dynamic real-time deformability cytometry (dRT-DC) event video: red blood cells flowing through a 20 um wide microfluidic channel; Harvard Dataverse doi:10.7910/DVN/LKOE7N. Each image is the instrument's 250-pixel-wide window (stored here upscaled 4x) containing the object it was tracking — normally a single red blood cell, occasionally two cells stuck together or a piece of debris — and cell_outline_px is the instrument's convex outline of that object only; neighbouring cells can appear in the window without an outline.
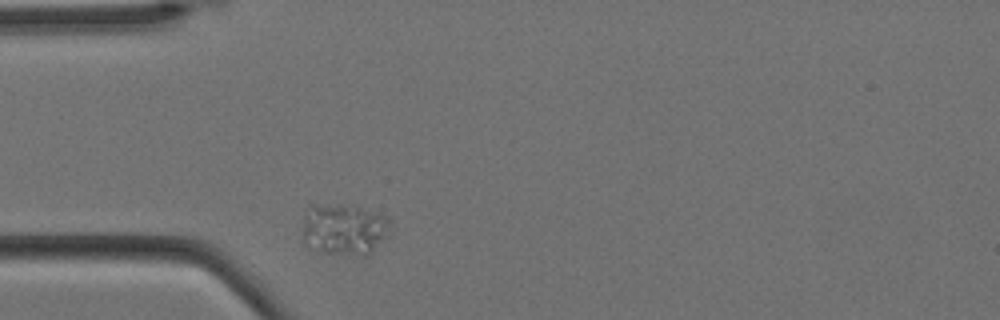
{"species": "Egyptian fruit bat (a non-hibernating species)", "species_latin": "Rousettus aegyptiacus", "temperature_condition": "cold", "stored_images_in_passage": 6, "camera_frame_rate_fps": 3000, "um_per_image_px": 0.085, "animal": {"sex": "female"}, "frame": {"image": 1, "passage_image": 1, "time_ms": 0.0, "image_size_px": [1000, 320], "cell_outline_px": [[392, 220], [388, 236], [368, 256], [356, 256], [324, 252], [308, 248], [304, 244], [304, 208], [308, 204], [352, 204], [388, 216]], "centroid_in_image_um": [29.27, 19.47], "position_along_channel_um": 55.7, "area_um2": 27.34}}
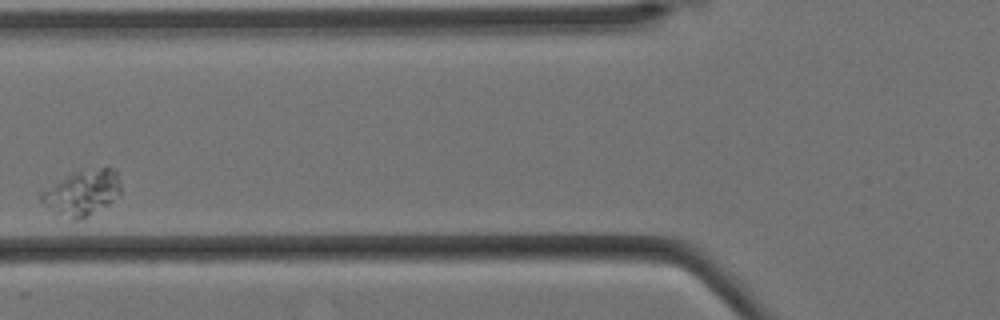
{"frame": {"image": 2, "passage_image": 3, "time_ms": 0.667, "image_size_px": [1000, 320], "cell_outline_px": [[120, 192], [108, 204], [88, 216], [80, 220], [72, 220], [56, 216], [40, 200], [40, 192], [68, 176], [76, 172], [100, 168], [112, 168], [116, 172], [120, 184]], "centroid_in_image_um": [6.95, 16.44], "position_along_channel_um": 118.9, "area_um2": 20.69}}
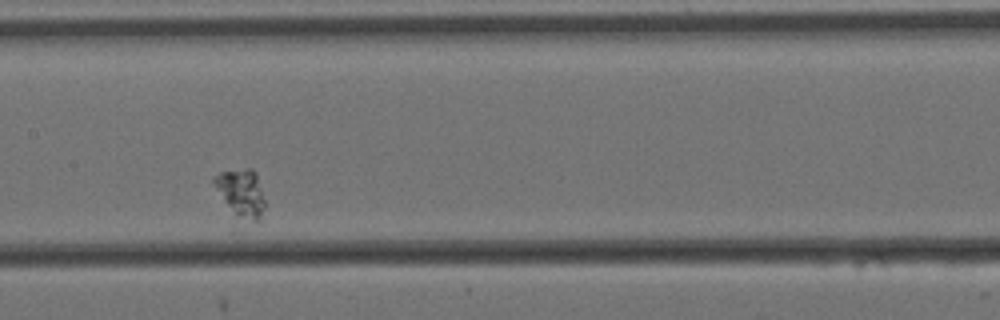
{"frame": {"image": 3, "passage_image": 5, "time_ms": 1.333, "image_size_px": [1000, 320], "cell_outline_px": [[264, 208], [260, 220], [252, 220], [236, 212], [224, 200], [212, 184], [212, 176], [220, 172], [248, 168], [252, 168], [256, 172], [264, 200]], "centroid_in_image_um": [20.49, 16.3], "position_along_channel_um": 186.9, "area_um2": 13.41}}